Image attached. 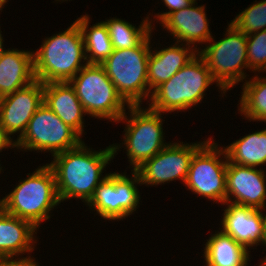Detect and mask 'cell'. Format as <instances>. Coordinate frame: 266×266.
Here are the masks:
<instances>
[{
	"label": "cell",
	"mask_w": 266,
	"mask_h": 266,
	"mask_svg": "<svg viewBox=\"0 0 266 266\" xmlns=\"http://www.w3.org/2000/svg\"><path fill=\"white\" fill-rule=\"evenodd\" d=\"M127 175L126 170L121 173L110 172L97 186L93 196L85 204L90 211L108 221H123L134 214L142 203L138 186H141L140 176L136 171ZM141 200V201H140Z\"/></svg>",
	"instance_id": "10"
},
{
	"label": "cell",
	"mask_w": 266,
	"mask_h": 266,
	"mask_svg": "<svg viewBox=\"0 0 266 266\" xmlns=\"http://www.w3.org/2000/svg\"><path fill=\"white\" fill-rule=\"evenodd\" d=\"M208 139L191 143L171 141L136 170L141 184L146 187H157L177 180L184 185L194 153Z\"/></svg>",
	"instance_id": "12"
},
{
	"label": "cell",
	"mask_w": 266,
	"mask_h": 266,
	"mask_svg": "<svg viewBox=\"0 0 266 266\" xmlns=\"http://www.w3.org/2000/svg\"><path fill=\"white\" fill-rule=\"evenodd\" d=\"M238 113L248 121L266 123V76L254 74L241 87Z\"/></svg>",
	"instance_id": "24"
},
{
	"label": "cell",
	"mask_w": 266,
	"mask_h": 266,
	"mask_svg": "<svg viewBox=\"0 0 266 266\" xmlns=\"http://www.w3.org/2000/svg\"><path fill=\"white\" fill-rule=\"evenodd\" d=\"M159 45L154 48H152L154 45L151 46L148 58L147 81L151 93L198 54L193 46L179 42H174L164 48L160 43Z\"/></svg>",
	"instance_id": "17"
},
{
	"label": "cell",
	"mask_w": 266,
	"mask_h": 266,
	"mask_svg": "<svg viewBox=\"0 0 266 266\" xmlns=\"http://www.w3.org/2000/svg\"><path fill=\"white\" fill-rule=\"evenodd\" d=\"M5 149H13L14 152H16L15 141L12 140L0 127V153L3 152V150L5 151Z\"/></svg>",
	"instance_id": "30"
},
{
	"label": "cell",
	"mask_w": 266,
	"mask_h": 266,
	"mask_svg": "<svg viewBox=\"0 0 266 266\" xmlns=\"http://www.w3.org/2000/svg\"><path fill=\"white\" fill-rule=\"evenodd\" d=\"M16 184L0 199V207L13 216L30 221L39 229L41 223L54 216L53 209L61 205L53 170L47 163L40 165Z\"/></svg>",
	"instance_id": "4"
},
{
	"label": "cell",
	"mask_w": 266,
	"mask_h": 266,
	"mask_svg": "<svg viewBox=\"0 0 266 266\" xmlns=\"http://www.w3.org/2000/svg\"><path fill=\"white\" fill-rule=\"evenodd\" d=\"M153 31L136 47L113 49L112 54L101 64L118 93L129 105L148 104L149 91L148 58L151 51Z\"/></svg>",
	"instance_id": "6"
},
{
	"label": "cell",
	"mask_w": 266,
	"mask_h": 266,
	"mask_svg": "<svg viewBox=\"0 0 266 266\" xmlns=\"http://www.w3.org/2000/svg\"><path fill=\"white\" fill-rule=\"evenodd\" d=\"M161 3H163L165 9H168V10H166L165 12L161 11V12L154 13L155 14L154 16H153V12H152V14H151V12H149V13L147 12L148 15H146L148 17L150 23H151L153 30H156V28H155L156 26H154L155 22L157 24H160L169 14H171L175 11L184 9L186 7H189L194 2L192 0H161ZM149 15L151 17L153 16L154 20L152 18H150Z\"/></svg>",
	"instance_id": "28"
},
{
	"label": "cell",
	"mask_w": 266,
	"mask_h": 266,
	"mask_svg": "<svg viewBox=\"0 0 266 266\" xmlns=\"http://www.w3.org/2000/svg\"><path fill=\"white\" fill-rule=\"evenodd\" d=\"M257 266H266V255L261 258Z\"/></svg>",
	"instance_id": "34"
},
{
	"label": "cell",
	"mask_w": 266,
	"mask_h": 266,
	"mask_svg": "<svg viewBox=\"0 0 266 266\" xmlns=\"http://www.w3.org/2000/svg\"><path fill=\"white\" fill-rule=\"evenodd\" d=\"M76 21L82 32L87 63L102 64L113 52L107 26L103 20L91 26L88 14L81 15Z\"/></svg>",
	"instance_id": "23"
},
{
	"label": "cell",
	"mask_w": 266,
	"mask_h": 266,
	"mask_svg": "<svg viewBox=\"0 0 266 266\" xmlns=\"http://www.w3.org/2000/svg\"><path fill=\"white\" fill-rule=\"evenodd\" d=\"M226 202L264 210L266 208L265 169L242 166L228 160Z\"/></svg>",
	"instance_id": "14"
},
{
	"label": "cell",
	"mask_w": 266,
	"mask_h": 266,
	"mask_svg": "<svg viewBox=\"0 0 266 266\" xmlns=\"http://www.w3.org/2000/svg\"><path fill=\"white\" fill-rule=\"evenodd\" d=\"M209 139L194 153L184 186L197 197L215 204L226 202L228 158L223 146Z\"/></svg>",
	"instance_id": "9"
},
{
	"label": "cell",
	"mask_w": 266,
	"mask_h": 266,
	"mask_svg": "<svg viewBox=\"0 0 266 266\" xmlns=\"http://www.w3.org/2000/svg\"><path fill=\"white\" fill-rule=\"evenodd\" d=\"M231 163L262 168L266 166V127L223 146Z\"/></svg>",
	"instance_id": "22"
},
{
	"label": "cell",
	"mask_w": 266,
	"mask_h": 266,
	"mask_svg": "<svg viewBox=\"0 0 266 266\" xmlns=\"http://www.w3.org/2000/svg\"><path fill=\"white\" fill-rule=\"evenodd\" d=\"M3 32L1 31V27H0V58L2 57V54L4 53V51L6 50L4 47V38H3Z\"/></svg>",
	"instance_id": "32"
},
{
	"label": "cell",
	"mask_w": 266,
	"mask_h": 266,
	"mask_svg": "<svg viewBox=\"0 0 266 266\" xmlns=\"http://www.w3.org/2000/svg\"><path fill=\"white\" fill-rule=\"evenodd\" d=\"M2 164H1V160H0V174L4 171V169L3 168H5V167H3V165L1 166Z\"/></svg>",
	"instance_id": "37"
},
{
	"label": "cell",
	"mask_w": 266,
	"mask_h": 266,
	"mask_svg": "<svg viewBox=\"0 0 266 266\" xmlns=\"http://www.w3.org/2000/svg\"><path fill=\"white\" fill-rule=\"evenodd\" d=\"M204 240L202 252L204 260L213 266H249L252 255L231 236L224 234L219 227L214 233H209ZM250 262V263H249Z\"/></svg>",
	"instance_id": "21"
},
{
	"label": "cell",
	"mask_w": 266,
	"mask_h": 266,
	"mask_svg": "<svg viewBox=\"0 0 266 266\" xmlns=\"http://www.w3.org/2000/svg\"><path fill=\"white\" fill-rule=\"evenodd\" d=\"M0 266H40L38 260L34 258L32 254L24 256L14 257H2L0 258Z\"/></svg>",
	"instance_id": "29"
},
{
	"label": "cell",
	"mask_w": 266,
	"mask_h": 266,
	"mask_svg": "<svg viewBox=\"0 0 266 266\" xmlns=\"http://www.w3.org/2000/svg\"><path fill=\"white\" fill-rule=\"evenodd\" d=\"M266 209V208H265ZM265 209L263 210V221H264V236H263V246L265 247V249L263 248V251H266V213H265Z\"/></svg>",
	"instance_id": "31"
},
{
	"label": "cell",
	"mask_w": 266,
	"mask_h": 266,
	"mask_svg": "<svg viewBox=\"0 0 266 266\" xmlns=\"http://www.w3.org/2000/svg\"><path fill=\"white\" fill-rule=\"evenodd\" d=\"M226 27L224 38L216 40L213 36L198 50V54L208 66L217 85L227 94L238 83H244L249 78L246 72L250 70L247 61V35L230 22Z\"/></svg>",
	"instance_id": "7"
},
{
	"label": "cell",
	"mask_w": 266,
	"mask_h": 266,
	"mask_svg": "<svg viewBox=\"0 0 266 266\" xmlns=\"http://www.w3.org/2000/svg\"><path fill=\"white\" fill-rule=\"evenodd\" d=\"M44 104L82 138L87 133L84 130L87 114L70 82L45 83Z\"/></svg>",
	"instance_id": "18"
},
{
	"label": "cell",
	"mask_w": 266,
	"mask_h": 266,
	"mask_svg": "<svg viewBox=\"0 0 266 266\" xmlns=\"http://www.w3.org/2000/svg\"><path fill=\"white\" fill-rule=\"evenodd\" d=\"M247 61L250 73H266V29L247 34Z\"/></svg>",
	"instance_id": "27"
},
{
	"label": "cell",
	"mask_w": 266,
	"mask_h": 266,
	"mask_svg": "<svg viewBox=\"0 0 266 266\" xmlns=\"http://www.w3.org/2000/svg\"><path fill=\"white\" fill-rule=\"evenodd\" d=\"M38 231L30 221L13 216L0 207V258L34 253L39 241Z\"/></svg>",
	"instance_id": "19"
},
{
	"label": "cell",
	"mask_w": 266,
	"mask_h": 266,
	"mask_svg": "<svg viewBox=\"0 0 266 266\" xmlns=\"http://www.w3.org/2000/svg\"><path fill=\"white\" fill-rule=\"evenodd\" d=\"M84 139L44 103L34 113L23 135L15 141L17 152L49 153L54 156L78 147Z\"/></svg>",
	"instance_id": "11"
},
{
	"label": "cell",
	"mask_w": 266,
	"mask_h": 266,
	"mask_svg": "<svg viewBox=\"0 0 266 266\" xmlns=\"http://www.w3.org/2000/svg\"><path fill=\"white\" fill-rule=\"evenodd\" d=\"M144 106L130 105L128 112H125L116 122L124 123L125 127L121 136L123 138L120 140L122 142L112 144L114 156L121 151L120 149H126L125 153L129 168H132L131 171H136L170 143L165 142L164 114Z\"/></svg>",
	"instance_id": "5"
},
{
	"label": "cell",
	"mask_w": 266,
	"mask_h": 266,
	"mask_svg": "<svg viewBox=\"0 0 266 266\" xmlns=\"http://www.w3.org/2000/svg\"><path fill=\"white\" fill-rule=\"evenodd\" d=\"M9 2V0H0V12L3 11V7H5V4ZM1 14V13H0Z\"/></svg>",
	"instance_id": "33"
},
{
	"label": "cell",
	"mask_w": 266,
	"mask_h": 266,
	"mask_svg": "<svg viewBox=\"0 0 266 266\" xmlns=\"http://www.w3.org/2000/svg\"><path fill=\"white\" fill-rule=\"evenodd\" d=\"M43 39L39 49H32L35 80L43 84L69 82L87 64L84 40L76 20L65 30Z\"/></svg>",
	"instance_id": "2"
},
{
	"label": "cell",
	"mask_w": 266,
	"mask_h": 266,
	"mask_svg": "<svg viewBox=\"0 0 266 266\" xmlns=\"http://www.w3.org/2000/svg\"><path fill=\"white\" fill-rule=\"evenodd\" d=\"M216 85L220 97H227L226 93L213 79L203 58L197 54L169 80L159 85L149 99L148 107L154 111L178 113L189 111L202 103L210 85ZM222 94V95H221Z\"/></svg>",
	"instance_id": "3"
},
{
	"label": "cell",
	"mask_w": 266,
	"mask_h": 266,
	"mask_svg": "<svg viewBox=\"0 0 266 266\" xmlns=\"http://www.w3.org/2000/svg\"><path fill=\"white\" fill-rule=\"evenodd\" d=\"M244 34H252L266 29V0L256 1L236 14L230 22Z\"/></svg>",
	"instance_id": "26"
},
{
	"label": "cell",
	"mask_w": 266,
	"mask_h": 266,
	"mask_svg": "<svg viewBox=\"0 0 266 266\" xmlns=\"http://www.w3.org/2000/svg\"><path fill=\"white\" fill-rule=\"evenodd\" d=\"M55 2H61V3H63V2H68V1H70V0H54ZM72 1V0H71Z\"/></svg>",
	"instance_id": "36"
},
{
	"label": "cell",
	"mask_w": 266,
	"mask_h": 266,
	"mask_svg": "<svg viewBox=\"0 0 266 266\" xmlns=\"http://www.w3.org/2000/svg\"><path fill=\"white\" fill-rule=\"evenodd\" d=\"M35 81L33 51L8 48L0 58V98Z\"/></svg>",
	"instance_id": "20"
},
{
	"label": "cell",
	"mask_w": 266,
	"mask_h": 266,
	"mask_svg": "<svg viewBox=\"0 0 266 266\" xmlns=\"http://www.w3.org/2000/svg\"><path fill=\"white\" fill-rule=\"evenodd\" d=\"M89 118L117 122L130 106L101 64H86L70 81Z\"/></svg>",
	"instance_id": "8"
},
{
	"label": "cell",
	"mask_w": 266,
	"mask_h": 266,
	"mask_svg": "<svg viewBox=\"0 0 266 266\" xmlns=\"http://www.w3.org/2000/svg\"><path fill=\"white\" fill-rule=\"evenodd\" d=\"M203 263H204V264H203L202 266H213V265L207 263L204 259H203Z\"/></svg>",
	"instance_id": "35"
},
{
	"label": "cell",
	"mask_w": 266,
	"mask_h": 266,
	"mask_svg": "<svg viewBox=\"0 0 266 266\" xmlns=\"http://www.w3.org/2000/svg\"><path fill=\"white\" fill-rule=\"evenodd\" d=\"M113 49H128L138 46L153 30L148 17L142 18L140 25L132 24L122 18H105Z\"/></svg>",
	"instance_id": "25"
},
{
	"label": "cell",
	"mask_w": 266,
	"mask_h": 266,
	"mask_svg": "<svg viewBox=\"0 0 266 266\" xmlns=\"http://www.w3.org/2000/svg\"><path fill=\"white\" fill-rule=\"evenodd\" d=\"M43 103L44 84L39 80L0 98V127L12 140H18Z\"/></svg>",
	"instance_id": "13"
},
{
	"label": "cell",
	"mask_w": 266,
	"mask_h": 266,
	"mask_svg": "<svg viewBox=\"0 0 266 266\" xmlns=\"http://www.w3.org/2000/svg\"><path fill=\"white\" fill-rule=\"evenodd\" d=\"M220 227L221 231L231 236L237 243L246 248L250 253L251 249L263 246L264 221L263 210L252 207L225 202L221 206Z\"/></svg>",
	"instance_id": "15"
},
{
	"label": "cell",
	"mask_w": 266,
	"mask_h": 266,
	"mask_svg": "<svg viewBox=\"0 0 266 266\" xmlns=\"http://www.w3.org/2000/svg\"><path fill=\"white\" fill-rule=\"evenodd\" d=\"M47 163L53 170L60 202L81 200L86 204L97 186L108 176L105 173L115 158L112 144L94 150L83 141L78 147L58 153Z\"/></svg>",
	"instance_id": "1"
},
{
	"label": "cell",
	"mask_w": 266,
	"mask_h": 266,
	"mask_svg": "<svg viewBox=\"0 0 266 266\" xmlns=\"http://www.w3.org/2000/svg\"><path fill=\"white\" fill-rule=\"evenodd\" d=\"M206 11L205 4L194 2L189 7L169 14L159 25L174 38L173 41L191 45L198 51L213 37Z\"/></svg>",
	"instance_id": "16"
}]
</instances>
